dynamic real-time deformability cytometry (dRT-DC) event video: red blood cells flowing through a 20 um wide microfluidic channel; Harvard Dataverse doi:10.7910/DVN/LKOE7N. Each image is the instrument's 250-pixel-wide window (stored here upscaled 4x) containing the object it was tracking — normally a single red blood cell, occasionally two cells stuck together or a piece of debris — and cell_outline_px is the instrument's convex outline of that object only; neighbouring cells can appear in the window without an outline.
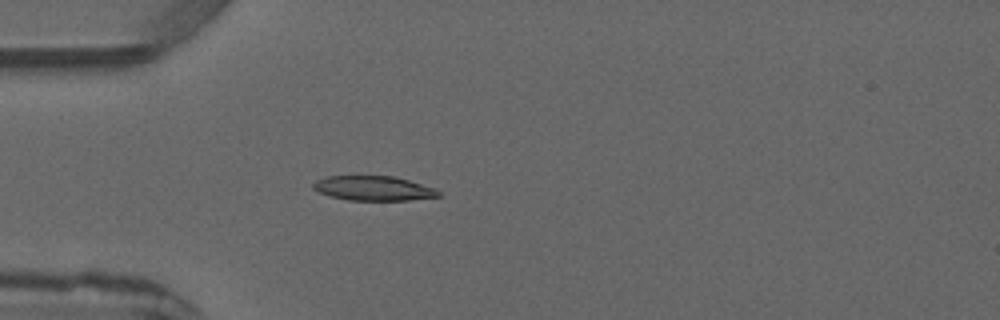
{"species": "common noctule bat (a hibernating species)", "species_latin": "Nyctalus noctula", "temperature_condition": "warm", "stored_images_in_passage": 2, "camera_frame_rate_fps": 3000, "um_per_image_px": 0.085, "animal": {"sex": "male", "forearm_length_mm": 52.5}, "frame": {"image": 1, "passage_image": 2, "time_ms": 1.333, "image_size_px": [1000, 320], "cell_outline_px": [[440, 196], [408, 200], [348, 200], [328, 196], [312, 188], [312, 184], [316, 180], [324, 176], [396, 176], [436, 188], [440, 192]], "centroid_in_image_um": [31.73, 16.0], "position_along_channel_um": 53.3, "area_um2": 18.09}}